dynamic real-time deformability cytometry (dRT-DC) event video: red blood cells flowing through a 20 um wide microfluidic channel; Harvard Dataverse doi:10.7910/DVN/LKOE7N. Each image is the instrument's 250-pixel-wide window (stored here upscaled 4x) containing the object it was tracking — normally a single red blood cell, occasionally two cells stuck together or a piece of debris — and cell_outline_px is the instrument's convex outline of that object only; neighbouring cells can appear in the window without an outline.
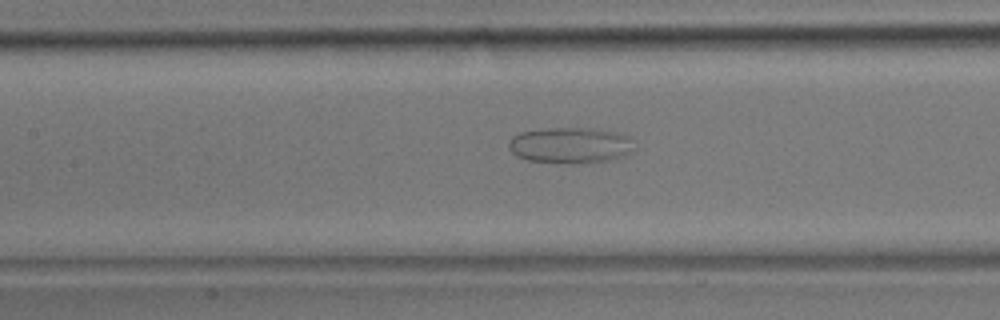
{"species": "common noctule bat (a hibernating species)", "species_latin": "Nyctalus noctula", "temperature_condition": "room temperature", "stored_images_in_passage": 38, "camera_frame_rate_fps": 3000, "um_per_image_px": 0.085, "animal": {"sex": "male", "body_mass_g": 17.9}, "frame": {"image": 1, "passage_image": 19, "time_ms": 6.0, "image_size_px": [1000, 320], "cell_outline_px": [[632, 152], [624, 156], [608, 160], [572, 164], [568, 164], [528, 160], [516, 156], [508, 148], [508, 144], [512, 136], [520, 132], [552, 128], [592, 128], [616, 132], [632, 136]], "centroid_in_image_um": [48.48, 12.35], "position_along_channel_um": 158.9, "area_um2": 26.47}}
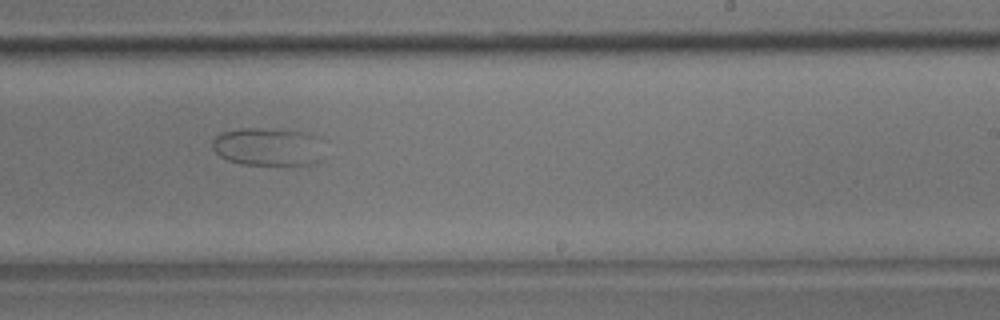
{"frame": {"image": 2, "passage_image": 27, "time_ms": 8.667, "image_size_px": [1000, 320], "cell_outline_px": [[324, 160], [312, 164], [240, 164], [228, 160], [220, 156], [212, 148], [212, 140], [216, 136], [224, 132], [236, 128], [268, 128], [308, 132], [324, 136]], "centroid_in_image_um": [22.91, 12.45], "position_along_channel_um": 266.1, "area_um2": 25.66}}
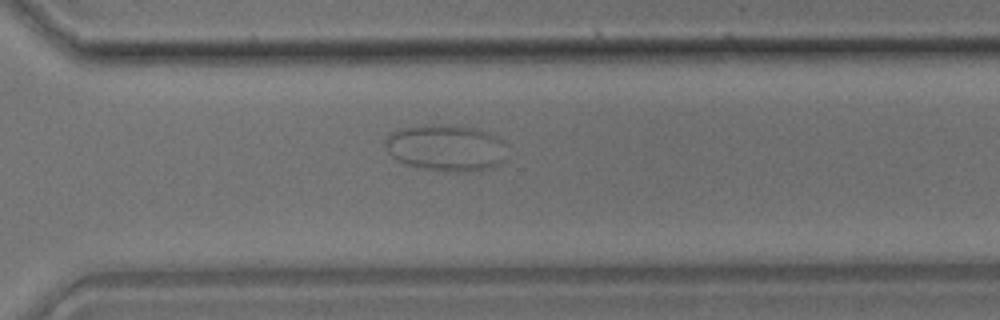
{"frame": {"image": 3, "passage_image": 32, "time_ms": 10.333, "image_size_px": [1000, 320], "cell_outline_px": [[504, 160], [500, 164], [492, 168], [468, 172], [444, 172], [420, 168], [396, 160], [388, 152], [384, 144], [384, 140], [396, 128], [428, 124], [448, 124], [476, 128], [496, 136], [500, 140]], "centroid_in_image_um": [37.84, 12.57], "position_along_channel_um": 332.8, "area_um2": 33.23}}